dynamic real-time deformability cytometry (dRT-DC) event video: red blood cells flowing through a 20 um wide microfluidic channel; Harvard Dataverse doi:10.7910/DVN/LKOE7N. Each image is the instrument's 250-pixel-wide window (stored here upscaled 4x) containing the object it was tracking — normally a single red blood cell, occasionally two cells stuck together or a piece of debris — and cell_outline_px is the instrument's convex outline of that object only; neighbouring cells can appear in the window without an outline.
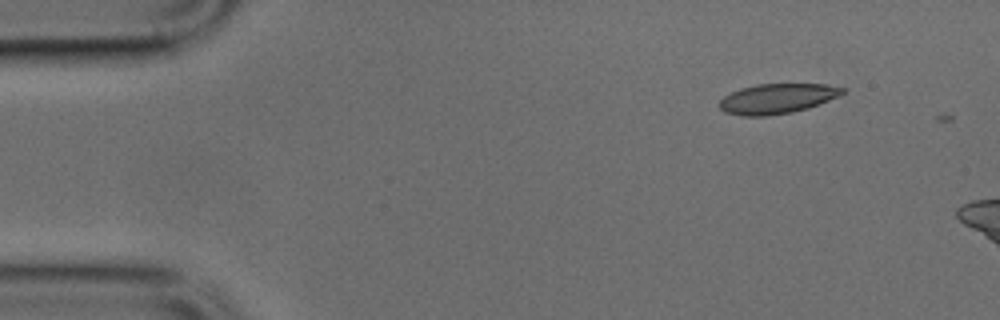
{"species": "common noctule bat (a hibernating species)", "species_latin": "Nyctalus noctula", "temperature_condition": "cold", "stored_images_in_passage": 2, "camera_frame_rate_fps": 3000, "um_per_image_px": 0.085, "animal": {"sex": "male", "body_mass_g": 17.9, "forearm_length_mm": 54.2}, "frame": {"image": 1, "passage_image": 1, "time_ms": 0.0, "image_size_px": [1000, 320], "cell_outline_px": [[844, 92], [840, 96], [808, 108], [792, 112], [764, 116], [744, 116], [724, 112], [716, 104], [724, 96], [740, 88], [756, 84], [828, 84], [844, 88]], "centroid_in_image_um": [66.04, 8.38], "position_along_channel_um": 19.0, "area_um2": 21.56}}